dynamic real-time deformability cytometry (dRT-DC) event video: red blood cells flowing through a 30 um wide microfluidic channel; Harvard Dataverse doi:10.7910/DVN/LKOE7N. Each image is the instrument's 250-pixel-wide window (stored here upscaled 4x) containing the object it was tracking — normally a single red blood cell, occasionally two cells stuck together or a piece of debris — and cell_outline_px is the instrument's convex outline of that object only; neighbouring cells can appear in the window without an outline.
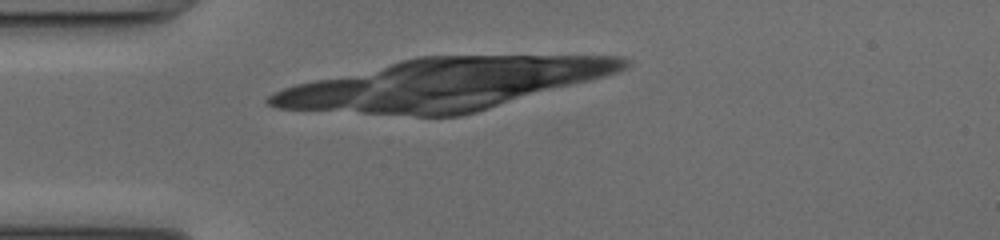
{"species": "common noctule bat (a hibernating species)", "species_latin": "Nyctalus noctula", "temperature_condition": "cold", "stored_images_in_passage": 10, "camera_frame_rate_fps": 3000, "um_per_image_px": 0.085, "animal": {"sex": "female", "body_mass_g": 17.0, "forearm_length_mm": 48.0}, "frame": {"image": 1, "passage_image": 9, "time_ms": 2.667, "image_size_px": [1000, 240], "cell_outline_px": [[364, 84], [360, 88], [344, 100], [336, 104], [312, 108], [296, 108], [276, 104], [272, 100], [276, 96], [292, 88], [308, 84], [340, 80], [360, 80]], "centroid_in_image_um": [27.05, 8.0], "position_along_channel_um": 57.9, "area_um2": 12.08}}